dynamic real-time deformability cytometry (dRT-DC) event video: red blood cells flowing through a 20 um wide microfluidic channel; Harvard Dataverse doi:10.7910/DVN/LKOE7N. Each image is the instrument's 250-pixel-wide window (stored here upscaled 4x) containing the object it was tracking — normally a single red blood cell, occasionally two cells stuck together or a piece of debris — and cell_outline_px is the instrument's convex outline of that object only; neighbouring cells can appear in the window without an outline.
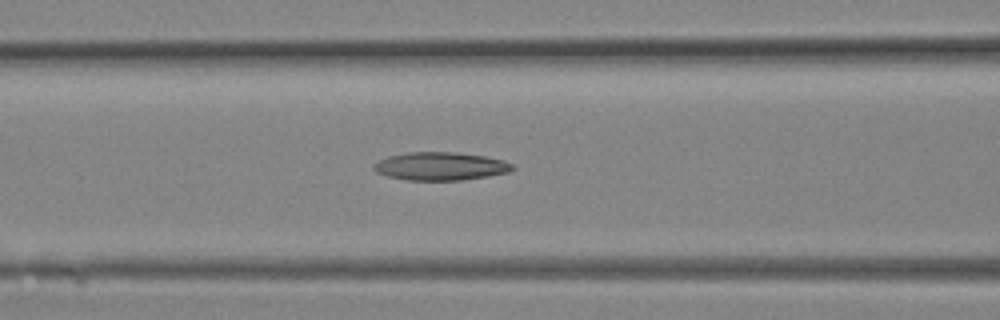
{"species": "Egyptian fruit bat (a non-hibernating species)", "species_latin": "Rousettus aegyptiacus", "temperature_condition": "room temperature", "stored_images_in_passage": 8, "camera_frame_rate_fps": 3000, "um_per_image_px": 0.085, "animal": {"sex": "female"}, "frame": {"image": 1, "passage_image": 3, "time_ms": 0.667, "image_size_px": [1000, 320], "cell_outline_px": [[516, 168], [508, 172], [488, 176], [460, 180], [408, 180], [388, 176], [376, 172], [372, 168], [372, 164], [388, 156], [408, 152], [456, 152], [484, 156], [504, 160], [512, 164]], "centroid_in_image_um": [37.43, 14.12], "position_along_channel_um": 129.2, "area_um2": 22.72}}
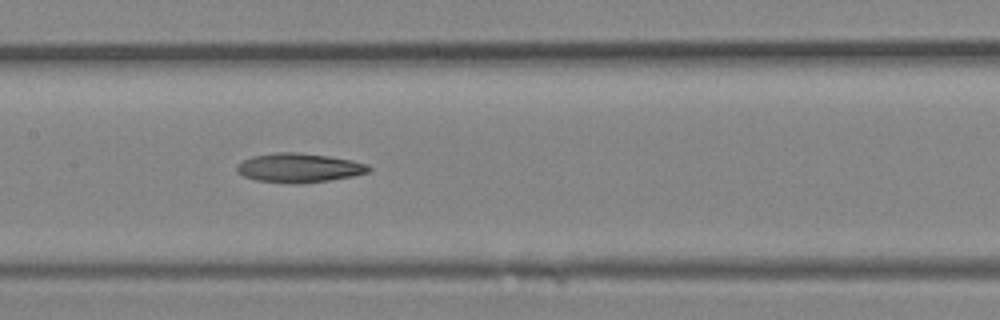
{"frame": {"image": 2, "passage_image": 5, "time_ms": 1.333, "image_size_px": [1000, 320], "cell_outline_px": [[372, 168], [368, 172], [352, 176], [328, 180], [296, 184], [256, 180], [244, 176], [236, 172], [236, 164], [252, 156], [276, 152], [296, 152], [328, 156], [352, 160], [368, 164]], "centroid_in_image_um": [25.4, 14.26], "position_along_channel_um": 182.0, "area_um2": 22.37}}
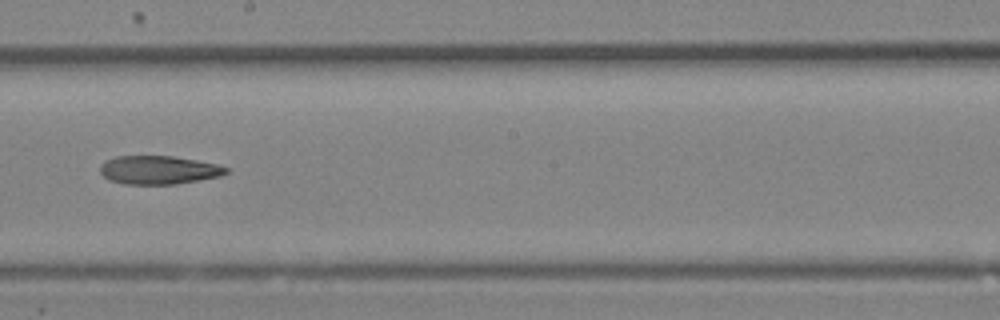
{"frame": {"image": 3, "passage_image": 7, "time_ms": 2.0, "image_size_px": [1000, 320], "cell_outline_px": [[228, 172], [220, 176], [200, 180], [176, 184], [124, 184], [108, 180], [100, 172], [100, 164], [116, 156], [172, 156], [220, 164], [228, 168]], "centroid_in_image_um": [13.5, 14.45], "position_along_channel_um": 234.7, "area_um2": 20.98}}